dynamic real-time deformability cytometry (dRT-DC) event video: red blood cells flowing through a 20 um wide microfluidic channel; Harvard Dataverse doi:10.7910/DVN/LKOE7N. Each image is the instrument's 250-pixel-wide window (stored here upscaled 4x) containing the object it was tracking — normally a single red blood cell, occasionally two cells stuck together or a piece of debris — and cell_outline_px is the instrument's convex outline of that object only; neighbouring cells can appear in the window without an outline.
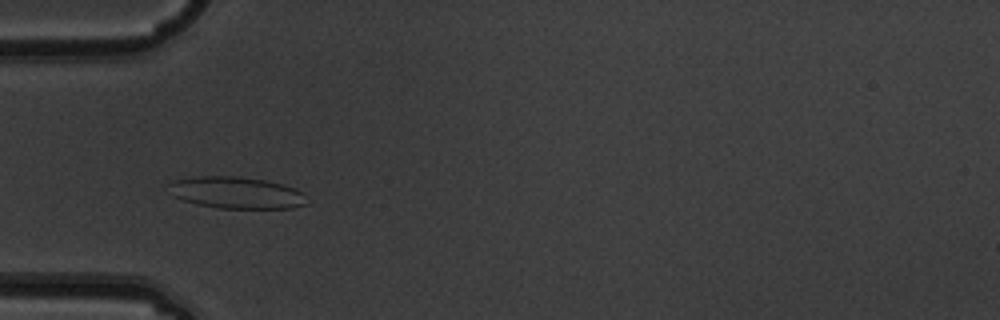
{"species": "common noctule bat (a hibernating species)", "species_latin": "Nyctalus noctula", "temperature_condition": "warm", "stored_images_in_passage": 6, "camera_frame_rate_fps": 3000, "um_per_image_px": 0.085, "animal": {"sex": "male", "body_mass_g": 19.5, "forearm_length_mm": 54.6}, "frame": {"image": 1, "passage_image": 5, "time_ms": 1.333, "image_size_px": [1000, 320], "cell_outline_px": [[308, 204], [292, 208], [220, 208], [200, 204], [184, 200], [176, 196], [168, 184], [172, 180], [196, 176], [236, 176], [264, 180], [280, 184], [304, 192]], "centroid_in_image_um": [20.14, 16.37], "position_along_channel_um": 64.9, "area_um2": 25.2}}